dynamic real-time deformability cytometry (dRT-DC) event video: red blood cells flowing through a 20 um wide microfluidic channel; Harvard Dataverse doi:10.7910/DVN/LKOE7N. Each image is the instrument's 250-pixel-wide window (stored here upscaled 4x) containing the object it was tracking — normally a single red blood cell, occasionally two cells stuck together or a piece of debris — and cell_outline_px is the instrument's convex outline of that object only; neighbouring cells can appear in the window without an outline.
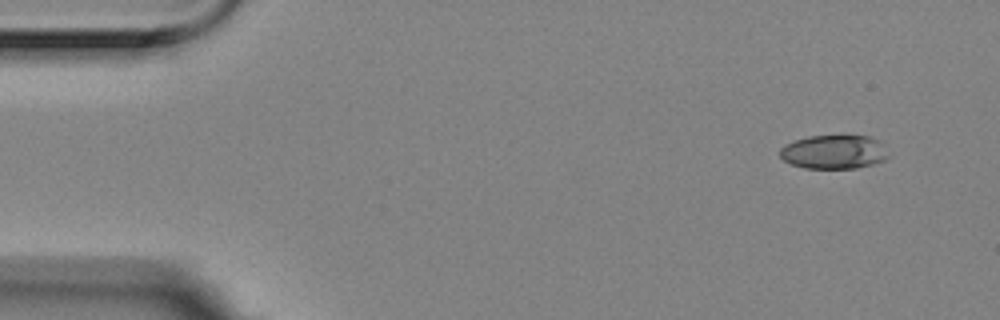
{"species": "Egyptian fruit bat (a non-hibernating species)", "species_latin": "Rousettus aegyptiacus", "temperature_condition": "room temperature", "stored_images_in_passage": 2, "camera_frame_rate_fps": 3000, "um_per_image_px": 0.085, "animal": {"sex": "female"}, "frame": {"image": 1, "passage_image": 2, "time_ms": 0.333, "image_size_px": [1000, 320], "cell_outline_px": [[892, 156], [884, 160], [872, 164], [856, 168], [804, 168], [792, 164], [784, 160], [780, 156], [780, 148], [784, 144], [808, 136], [844, 132], [868, 136], [880, 140], [884, 144]], "centroid_in_image_um": [70.95, 12.85], "position_along_channel_um": 14.0, "area_um2": 22.48}}